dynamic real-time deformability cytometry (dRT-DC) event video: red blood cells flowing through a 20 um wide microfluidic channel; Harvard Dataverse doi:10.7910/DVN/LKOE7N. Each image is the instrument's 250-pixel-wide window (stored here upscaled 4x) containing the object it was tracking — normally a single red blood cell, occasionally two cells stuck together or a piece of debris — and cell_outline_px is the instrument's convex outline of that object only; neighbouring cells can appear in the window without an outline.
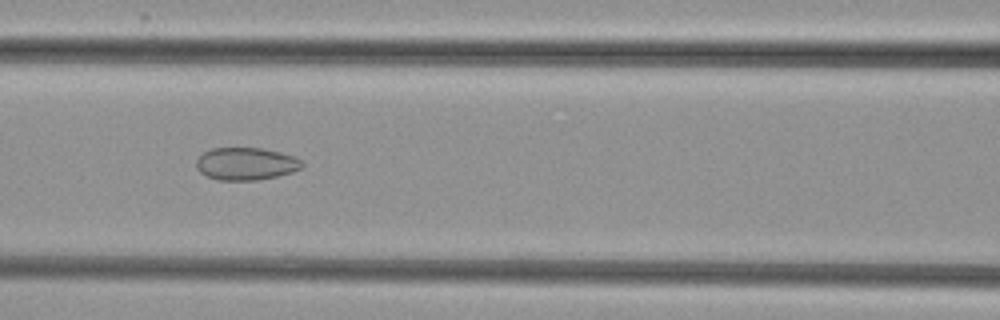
{"species": "common noctule bat (a hibernating species)", "species_latin": "Nyctalus noctula", "temperature_condition": "cold", "stored_images_in_passage": 41, "camera_frame_rate_fps": 3000, "um_per_image_px": 0.085, "animal": {"sex": "female", "body_mass_g": 29.2, "forearm_length_mm": 56.3}, "frame": {"image": 1, "passage_image": 12, "time_ms": 3.667, "image_size_px": [1000, 320], "cell_outline_px": [[304, 164], [300, 168], [292, 172], [276, 176], [256, 180], [216, 180], [200, 172], [196, 168], [196, 160], [204, 152], [212, 148], [264, 148], [296, 156]], "centroid_in_image_um": [20.91, 13.91], "position_along_channel_um": 145.7, "area_um2": 20.06}}
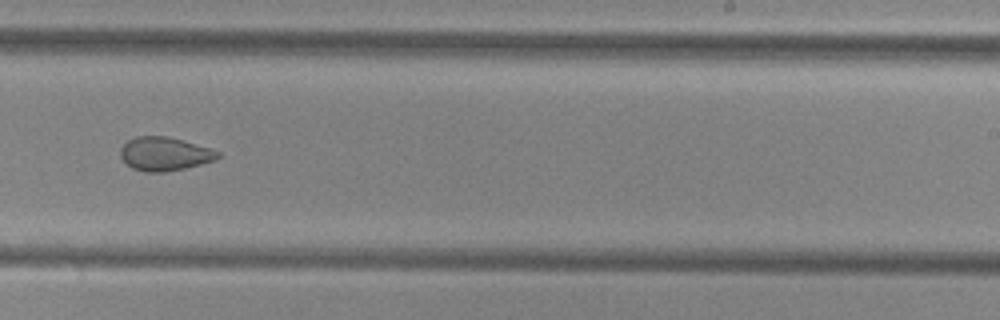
{"frame": {"image": 2, "passage_image": 22, "time_ms": 7.0, "image_size_px": [1000, 320], "cell_outline_px": [[220, 156], [216, 160], [184, 168], [164, 172], [144, 172], [132, 168], [120, 156], [120, 148], [128, 140], [136, 136], [168, 136], [208, 148], [220, 152]], "centroid_in_image_um": [13.97, 13.08], "position_along_channel_um": 275.0, "area_um2": 18.9}}
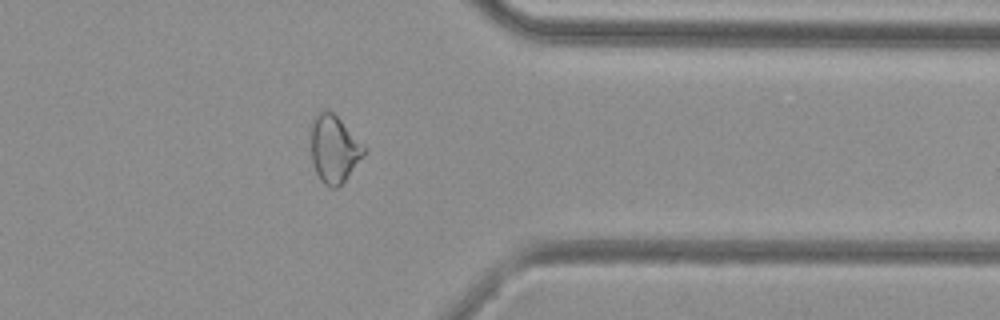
{"frame": {"image": 3, "passage_image": 31, "time_ms": 10.0, "image_size_px": [1000, 320], "cell_outline_px": [[368, 148], [364, 156], [344, 180], [336, 188], [332, 188], [324, 184], [320, 180], [316, 172], [312, 160], [312, 120], [320, 112], [332, 112]], "centroid_in_image_um": [28.43, 12.69], "position_along_channel_um": 383.0, "area_um2": 20.4}}